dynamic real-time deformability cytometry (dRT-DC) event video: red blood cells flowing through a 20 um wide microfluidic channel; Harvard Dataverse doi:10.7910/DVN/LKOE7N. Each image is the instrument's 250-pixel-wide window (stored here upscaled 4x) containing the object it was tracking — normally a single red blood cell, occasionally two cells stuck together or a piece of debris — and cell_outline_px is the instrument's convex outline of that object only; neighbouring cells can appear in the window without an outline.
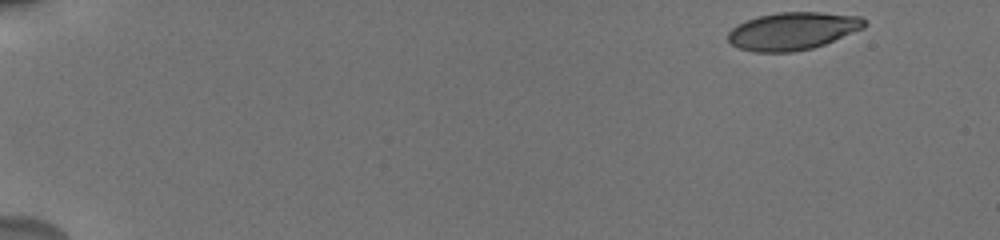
{"species": "human", "species_latin": "Homo sapiens", "temperature_condition": "cold", "stored_images_in_passage": 18, "camera_frame_rate_fps": 3000, "um_per_image_px": 0.085, "donor": {"sex": "male"}, "frame": {"image": 1, "passage_image": 1, "time_ms": 0.0, "image_size_px": [1000, 240], "cell_outline_px": [[868, 24], [864, 28], [824, 44], [812, 48], [792, 52], [752, 52], [740, 48], [732, 44], [728, 40], [728, 32], [736, 24], [744, 20], [760, 16], [780, 12], [820, 12], [860, 16], [868, 20]], "centroid_in_image_um": [67.39, 2.63], "position_along_channel_um": 17.6, "area_um2": 30.06}}
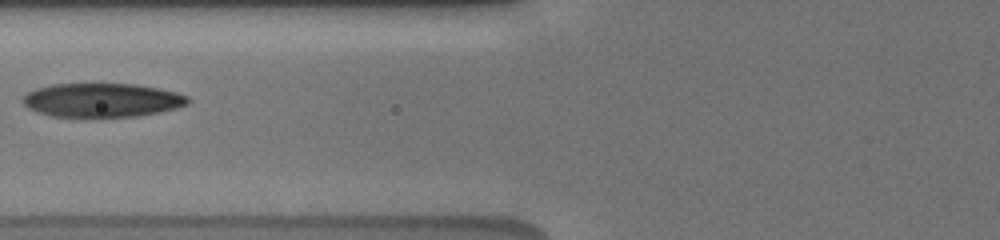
{"frame": {"image": 2, "passage_image": 16, "time_ms": 6.667, "image_size_px": [1000, 240], "cell_outline_px": [[188, 104], [176, 108], [136, 116], [52, 116], [36, 112], [28, 108], [24, 104], [24, 96], [28, 92], [36, 88], [52, 84], [136, 84], [160, 88], [176, 92], [188, 96]], "centroid_in_image_um": [8.67, 8.5], "position_along_channel_um": 117.1, "area_um2": 32.25}}
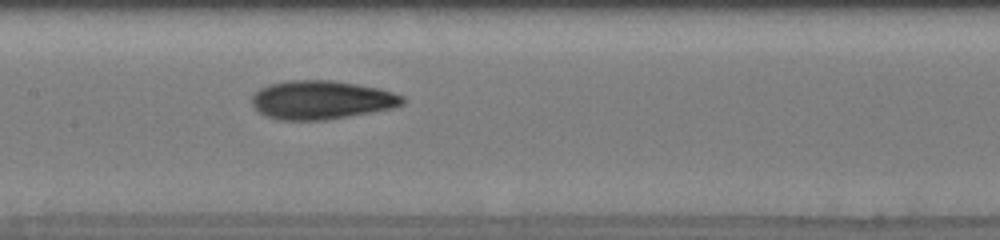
{"frame": {"image": 3, "passage_image": 18, "time_ms": 8.333, "image_size_px": [1000, 240], "cell_outline_px": [[408, 100], [404, 104], [392, 108], [324, 120], [280, 120], [264, 116], [252, 104], [252, 96], [260, 88], [268, 84], [288, 80], [332, 80], [380, 88], [404, 96]], "centroid_in_image_um": [27.33, 8.48], "position_along_channel_um": 180.1, "area_um2": 33.99}}